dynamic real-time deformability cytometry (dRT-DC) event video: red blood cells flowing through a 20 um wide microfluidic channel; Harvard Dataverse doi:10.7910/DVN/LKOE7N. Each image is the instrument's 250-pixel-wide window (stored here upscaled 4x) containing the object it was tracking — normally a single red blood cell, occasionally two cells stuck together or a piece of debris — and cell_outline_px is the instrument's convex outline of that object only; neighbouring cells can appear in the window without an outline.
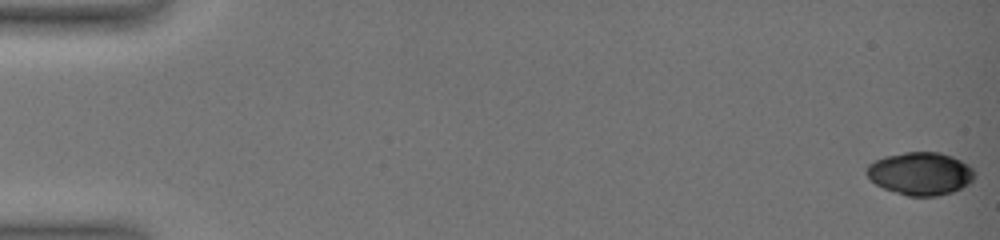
{"species": "common noctule bat (a hibernating species)", "species_latin": "Nyctalus noctula", "temperature_condition": "warm", "stored_images_in_passage": 17, "camera_frame_rate_fps": 3000, "um_per_image_px": 0.085, "animal": {"sex": "female", "body_mass_g": 19.0, "forearm_length_mm": 51.5}, "frame": {"image": 1, "passage_image": 1, "time_ms": 0.0, "image_size_px": [1000, 240], "cell_outline_px": [[976, 176], [968, 184], [952, 192], [936, 196], [908, 196], [884, 188], [876, 184], [864, 172], [864, 168], [868, 164], [884, 156], [904, 152], [940, 152], [952, 156], [968, 164], [976, 172]], "centroid_in_image_um": [78.23, 14.74], "position_along_channel_um": 6.8, "area_um2": 27.05}}
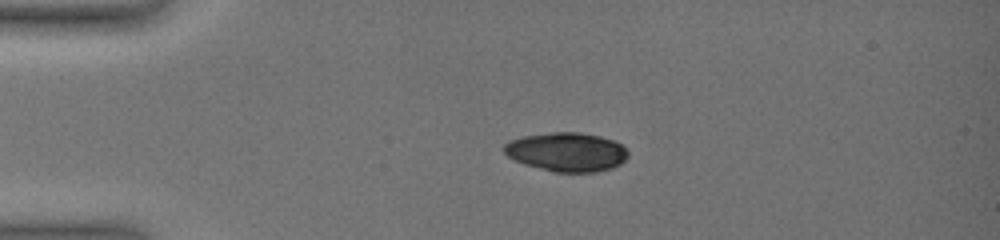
{"frame": {"image": 2, "passage_image": 10, "time_ms": 4.0, "image_size_px": [1000, 240], "cell_outline_px": [[628, 156], [620, 164], [612, 168], [596, 172], [552, 172], [524, 164], [508, 156], [500, 148], [508, 140], [520, 136], [552, 132], [580, 132], [600, 136], [612, 140], [628, 148]], "centroid_in_image_um": [48.14, 12.91], "position_along_channel_um": 36.9, "area_um2": 28.5}}
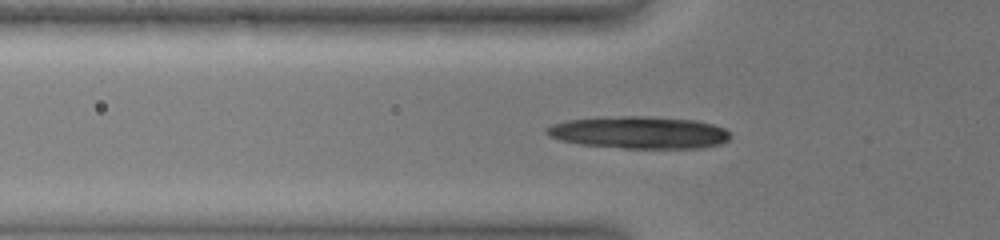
{"frame": {"image": 3, "passage_image": 15, "time_ms": 6.0, "image_size_px": [1000, 240], "cell_outline_px": [[728, 140], [720, 144], [700, 148], [624, 148], [580, 144], [560, 140], [548, 136], [544, 132], [544, 128], [552, 124], [568, 120], [600, 116], [648, 116], [696, 120], [712, 124], [724, 128], [728, 132]], "centroid_in_image_um": [54.27, 11.25], "position_along_channel_um": 71.5, "area_um2": 34.74}}